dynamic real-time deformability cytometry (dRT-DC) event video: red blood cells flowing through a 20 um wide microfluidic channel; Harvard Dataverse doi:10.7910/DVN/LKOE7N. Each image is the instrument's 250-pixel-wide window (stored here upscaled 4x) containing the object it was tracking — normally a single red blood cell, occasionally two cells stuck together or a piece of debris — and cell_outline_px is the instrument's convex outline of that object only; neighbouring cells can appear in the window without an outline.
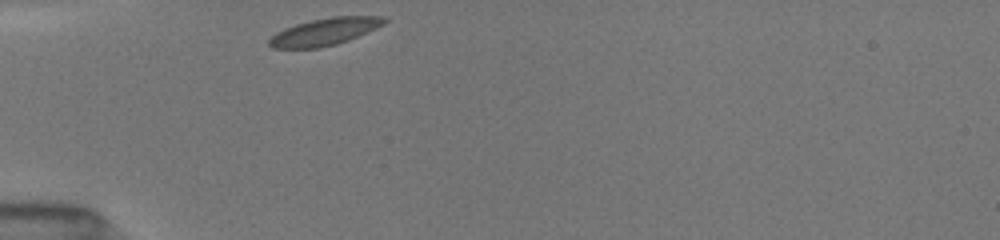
{"species": "common noctule bat (a hibernating species)", "species_latin": "Nyctalus noctula", "temperature_condition": "room temperature", "stored_images_in_passage": 29, "camera_frame_rate_fps": 3000, "um_per_image_px": 0.085, "animal": {"sex": "female", "body_mass_g": 19.5, "forearm_length_mm": 54.1}, "frame": {"image": 1, "passage_image": 1, "time_ms": 0.0, "image_size_px": [1000, 240], "cell_outline_px": [[388, 20], [384, 24], [376, 28], [348, 40], [336, 44], [320, 48], [272, 48], [268, 44], [268, 40], [276, 32], [284, 28], [296, 24], [312, 20], [332, 16], [388, 16]], "centroid_in_image_um": [27.6, 2.69], "position_along_channel_um": 57.4, "area_um2": 18.26}}
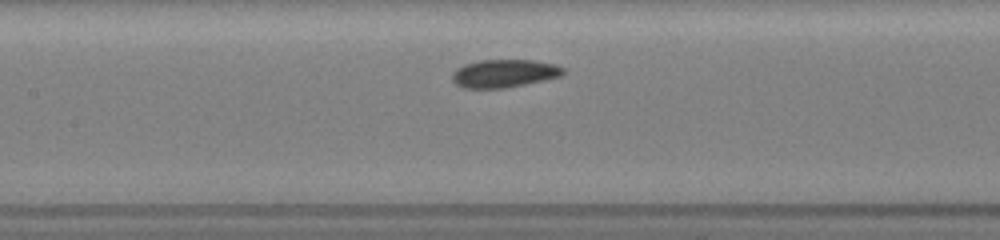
{"frame": {"image": 2, "passage_image": 10, "time_ms": 3.0, "image_size_px": [1000, 240], "cell_outline_px": [[568, 72], [564, 76], [504, 88], [464, 88], [456, 84], [452, 80], [452, 72], [456, 68], [464, 64], [480, 60], [532, 60], [556, 64], [564, 68]], "centroid_in_image_um": [42.89, 6.23], "position_along_channel_um": 164.5, "area_um2": 18.32}}
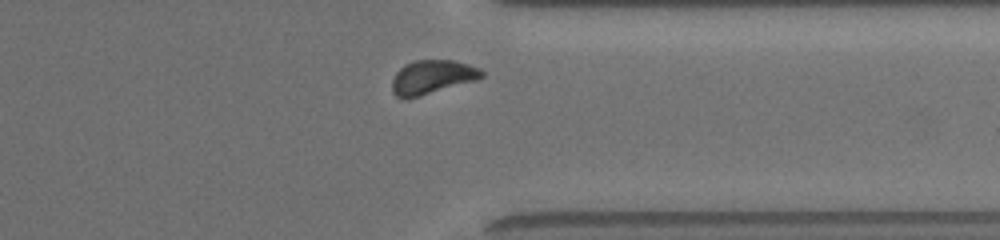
{"frame": {"image": 3, "passage_image": 26, "time_ms": 8.333, "image_size_px": [1000, 240], "cell_outline_px": [[484, 76], [476, 80], [416, 96], [396, 96], [392, 92], [392, 80], [396, 72], [404, 64], [416, 60], [452, 60], [468, 64], [480, 68], [484, 72]], "centroid_in_image_um": [36.75, 6.51], "position_along_channel_um": 374.7, "area_um2": 17.22}, "authors_computed_cell_mechanics": {"area_um2": 18.0914, "velocity_mm_per_s": 3.9539, "shape_relaxation_time_tau1_ms": 2.3418, "shape_relaxation_time_tau2_ms": null, "deformation_change_tau1": 0.0768, "deformation_change_tau2": null}}